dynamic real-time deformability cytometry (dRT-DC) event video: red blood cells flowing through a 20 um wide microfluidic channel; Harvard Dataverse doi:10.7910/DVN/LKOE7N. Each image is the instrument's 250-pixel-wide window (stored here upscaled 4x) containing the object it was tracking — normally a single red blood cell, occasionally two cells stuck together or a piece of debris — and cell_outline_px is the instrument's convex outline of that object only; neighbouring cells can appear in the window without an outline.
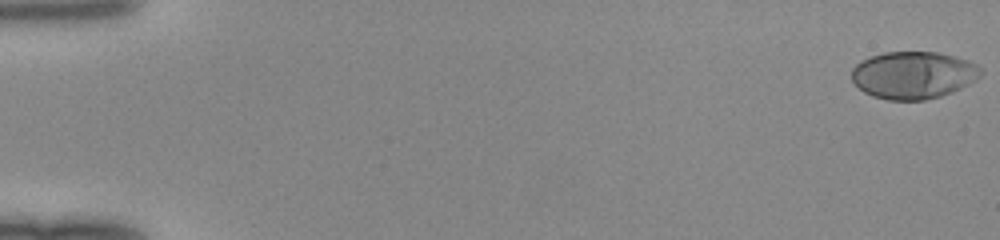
{"species": "human", "species_latin": "Homo sapiens", "temperature_condition": "room temperature", "stored_images_in_passage": 50, "camera_frame_rate_fps": 3000, "um_per_image_px": 0.085, "donor": {"sex": "female"}, "frame": {"image": 1, "passage_image": 1, "time_ms": 0.0, "image_size_px": [1000, 240], "cell_outline_px": [[984, 72], [976, 80], [952, 92], [940, 96], [924, 100], [888, 100], [872, 96], [864, 92], [852, 80], [852, 68], [860, 60], [884, 52], [936, 52], [968, 60], [976, 64]], "centroid_in_image_um": [77.63, 6.38], "position_along_channel_um": 7.4, "area_um2": 35.6}}
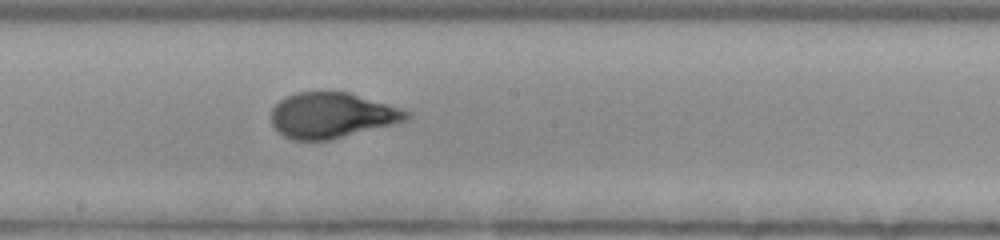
{"frame": {"image": 2, "passage_image": 29, "time_ms": 9.333, "image_size_px": [1000, 240], "cell_outline_px": [[412, 116], [408, 120], [328, 140], [292, 140], [276, 132], [272, 124], [272, 108], [284, 96], [296, 92], [348, 92], [388, 104], [412, 112]], "centroid_in_image_um": [28.18, 9.8], "position_along_channel_um": 220.0, "area_um2": 35.78}}
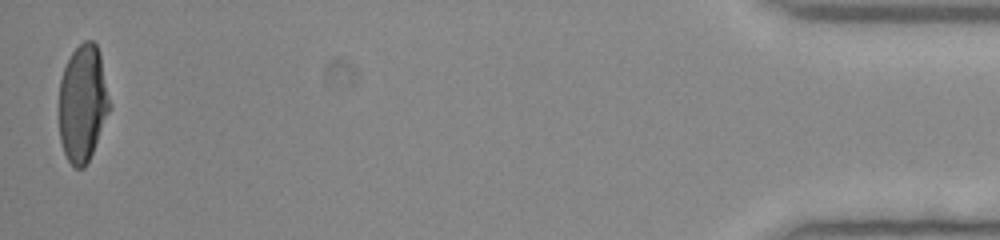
{"frame": {"image": 3, "passage_image": 50, "time_ms": 16.333, "image_size_px": [1000, 240], "cell_outline_px": [[112, 108], [92, 152], [84, 168], [76, 168], [68, 160], [64, 152], [60, 140], [60, 80], [64, 68], [72, 52], [84, 40], [92, 40], [96, 44], [100, 52], [112, 104]], "centroid_in_image_um": [7.07, 8.75], "position_along_channel_um": 428.1, "area_um2": 34.68}}